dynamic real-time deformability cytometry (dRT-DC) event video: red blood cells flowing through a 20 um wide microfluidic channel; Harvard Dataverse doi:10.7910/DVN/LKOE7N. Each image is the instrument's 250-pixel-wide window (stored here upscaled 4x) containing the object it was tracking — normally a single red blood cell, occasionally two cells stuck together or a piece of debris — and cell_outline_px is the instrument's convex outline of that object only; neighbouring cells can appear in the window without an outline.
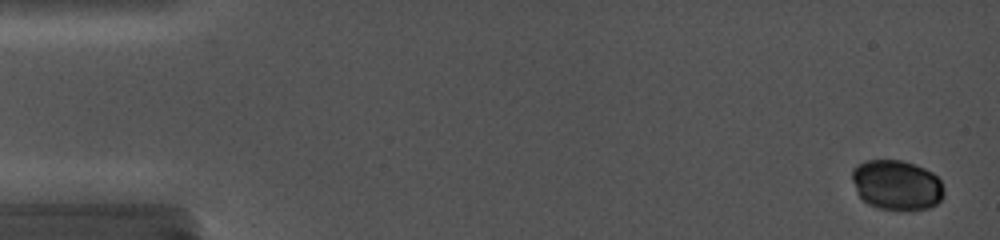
{"species": "common noctule bat (a hibernating species)", "species_latin": "Nyctalus noctula", "temperature_condition": "cold", "stored_images_in_passage": 73, "camera_frame_rate_fps": 5000, "um_per_image_px": 0.085, "animal": {"sex": "female", "body_mass_g": 19.0, "forearm_length_mm": 56.7}, "frame": {"image": 1, "passage_image": 4, "time_ms": 0.6, "image_size_px": [1000, 240], "cell_outline_px": [[944, 196], [936, 204], [928, 208], [876, 208], [868, 204], [860, 196], [852, 180], [852, 168], [868, 160], [900, 160], [924, 168], [932, 172], [940, 180], [944, 188]], "centroid_in_image_um": [76.22, 15.7], "position_along_channel_um": 8.8, "area_um2": 26.24}}
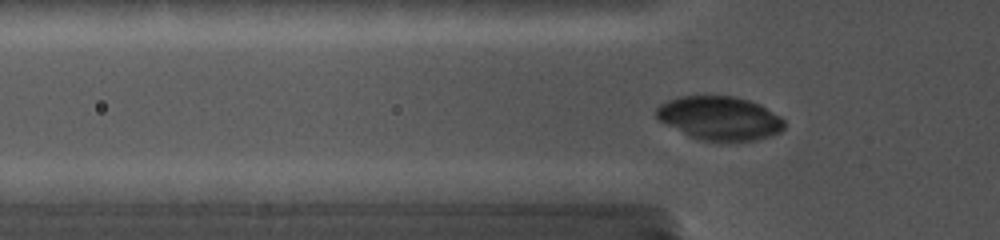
{"frame": {"image": 2, "passage_image": 30, "time_ms": 5.8, "image_size_px": [1000, 240], "cell_outline_px": [[784, 128], [780, 132], [756, 140], [704, 140], [688, 136], [660, 120], [656, 116], [656, 108], [660, 104], [668, 100], [680, 96], [736, 96], [760, 104], [780, 116], [784, 120]], "centroid_in_image_um": [61.18, 10.03], "position_along_channel_um": 64.6, "area_um2": 32.25}}
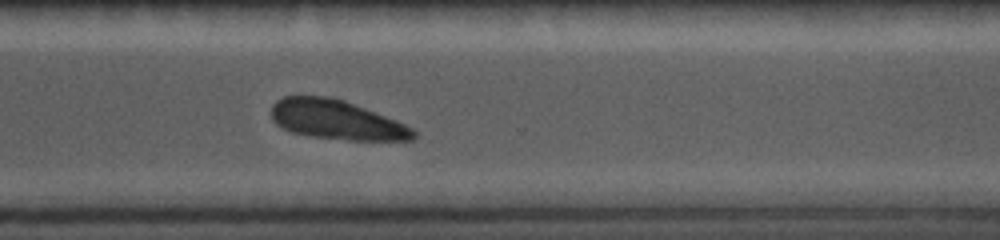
{"frame": {"image": 3, "passage_image": 72, "time_ms": 13.2, "image_size_px": [1000, 240], "cell_outline_px": [[416, 136], [412, 140], [348, 140], [312, 136], [292, 132], [276, 124], [272, 116], [272, 104], [276, 100], [284, 96], [332, 96], [344, 100], [396, 120], [412, 128], [416, 132]], "centroid_in_image_um": [28.6, 10.17], "position_along_channel_um": 342.0, "area_um2": 32.43}}